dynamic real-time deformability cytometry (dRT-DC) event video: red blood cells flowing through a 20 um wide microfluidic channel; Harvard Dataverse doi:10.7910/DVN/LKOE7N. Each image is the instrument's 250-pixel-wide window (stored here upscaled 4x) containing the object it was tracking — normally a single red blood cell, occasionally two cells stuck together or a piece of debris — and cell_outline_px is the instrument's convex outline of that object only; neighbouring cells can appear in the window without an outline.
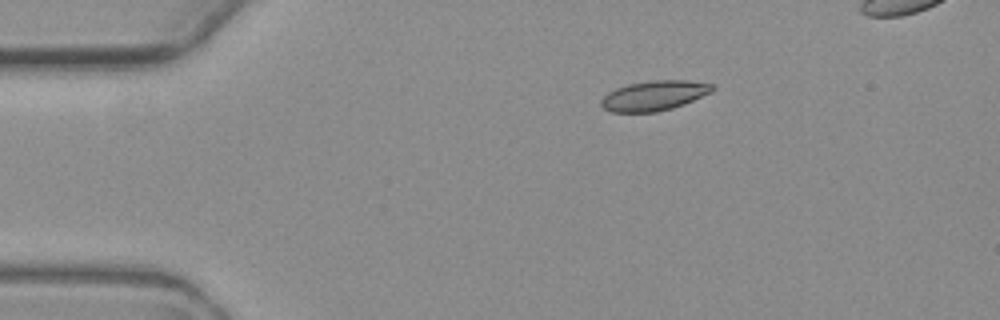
{"species": "common noctule bat (a hibernating species)", "species_latin": "Nyctalus noctula", "temperature_condition": "warm", "stored_images_in_passage": 3, "camera_frame_rate_fps": 3000, "um_per_image_px": 0.085, "animal": {"sex": "female", "body_mass_g": 19.3, "forearm_length_mm": 54.1}, "frame": {"image": 1, "passage_image": 1, "time_ms": 0.0, "image_size_px": [1000, 320], "cell_outline_px": [[716, 88], [712, 92], [684, 104], [672, 108], [656, 112], [612, 112], [604, 108], [600, 104], [600, 100], [608, 92], [616, 88], [628, 84], [652, 80], [688, 80], [712, 84]], "centroid_in_image_um": [55.61, 8.12], "position_along_channel_um": 29.4, "area_um2": 19.42}}